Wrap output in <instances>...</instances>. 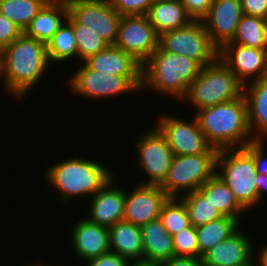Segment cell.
<instances>
[{"label": "cell", "instance_id": "cell-1", "mask_svg": "<svg viewBox=\"0 0 267 266\" xmlns=\"http://www.w3.org/2000/svg\"><path fill=\"white\" fill-rule=\"evenodd\" d=\"M50 65L47 44L24 33L0 51L3 89L18 98L27 97Z\"/></svg>", "mask_w": 267, "mask_h": 266}, {"label": "cell", "instance_id": "cell-2", "mask_svg": "<svg viewBox=\"0 0 267 266\" xmlns=\"http://www.w3.org/2000/svg\"><path fill=\"white\" fill-rule=\"evenodd\" d=\"M95 160L84 156H71L47 166L43 173L45 181L58 192L63 206L75 198L94 196L110 178L116 175L109 165L106 167Z\"/></svg>", "mask_w": 267, "mask_h": 266}, {"label": "cell", "instance_id": "cell-3", "mask_svg": "<svg viewBox=\"0 0 267 266\" xmlns=\"http://www.w3.org/2000/svg\"><path fill=\"white\" fill-rule=\"evenodd\" d=\"M193 114L208 143L217 150L244 148L254 140L243 94L231 101L196 110Z\"/></svg>", "mask_w": 267, "mask_h": 266}, {"label": "cell", "instance_id": "cell-4", "mask_svg": "<svg viewBox=\"0 0 267 266\" xmlns=\"http://www.w3.org/2000/svg\"><path fill=\"white\" fill-rule=\"evenodd\" d=\"M201 69L202 66L195 60L162 50L158 46L142 65L141 92L148 89L157 95H168L183 101Z\"/></svg>", "mask_w": 267, "mask_h": 266}, {"label": "cell", "instance_id": "cell-5", "mask_svg": "<svg viewBox=\"0 0 267 266\" xmlns=\"http://www.w3.org/2000/svg\"><path fill=\"white\" fill-rule=\"evenodd\" d=\"M243 90L244 85L218 58L202 67L183 100L199 110L236 99L243 94Z\"/></svg>", "mask_w": 267, "mask_h": 266}, {"label": "cell", "instance_id": "cell-6", "mask_svg": "<svg viewBox=\"0 0 267 266\" xmlns=\"http://www.w3.org/2000/svg\"><path fill=\"white\" fill-rule=\"evenodd\" d=\"M216 175L231 189L238 202L248 211L257 206V175L252 154L244 148L219 150Z\"/></svg>", "mask_w": 267, "mask_h": 266}, {"label": "cell", "instance_id": "cell-7", "mask_svg": "<svg viewBox=\"0 0 267 266\" xmlns=\"http://www.w3.org/2000/svg\"><path fill=\"white\" fill-rule=\"evenodd\" d=\"M66 82L75 96L91 100L114 98L126 93L141 92L142 76H118L91 70L84 62ZM122 94V95H121Z\"/></svg>", "mask_w": 267, "mask_h": 266}, {"label": "cell", "instance_id": "cell-8", "mask_svg": "<svg viewBox=\"0 0 267 266\" xmlns=\"http://www.w3.org/2000/svg\"><path fill=\"white\" fill-rule=\"evenodd\" d=\"M217 155L218 153H201L175 156L160 187L169 198H180L198 190L216 175Z\"/></svg>", "mask_w": 267, "mask_h": 266}, {"label": "cell", "instance_id": "cell-9", "mask_svg": "<svg viewBox=\"0 0 267 266\" xmlns=\"http://www.w3.org/2000/svg\"><path fill=\"white\" fill-rule=\"evenodd\" d=\"M158 46L165 51L187 56L202 67L219 58V48L211 41L201 20L159 35Z\"/></svg>", "mask_w": 267, "mask_h": 266}, {"label": "cell", "instance_id": "cell-10", "mask_svg": "<svg viewBox=\"0 0 267 266\" xmlns=\"http://www.w3.org/2000/svg\"><path fill=\"white\" fill-rule=\"evenodd\" d=\"M183 120L175 115L161 114L154 125L164 136L175 156L198 155L201 153H218L201 131L196 118Z\"/></svg>", "mask_w": 267, "mask_h": 266}, {"label": "cell", "instance_id": "cell-11", "mask_svg": "<svg viewBox=\"0 0 267 266\" xmlns=\"http://www.w3.org/2000/svg\"><path fill=\"white\" fill-rule=\"evenodd\" d=\"M144 130L135 142L136 161L148 178L139 184L161 185L167 177L168 171L175 157L164 136L153 126Z\"/></svg>", "mask_w": 267, "mask_h": 266}, {"label": "cell", "instance_id": "cell-12", "mask_svg": "<svg viewBox=\"0 0 267 266\" xmlns=\"http://www.w3.org/2000/svg\"><path fill=\"white\" fill-rule=\"evenodd\" d=\"M68 14L95 32L108 45H114L121 15L109 0H66Z\"/></svg>", "mask_w": 267, "mask_h": 266}, {"label": "cell", "instance_id": "cell-13", "mask_svg": "<svg viewBox=\"0 0 267 266\" xmlns=\"http://www.w3.org/2000/svg\"><path fill=\"white\" fill-rule=\"evenodd\" d=\"M159 35L146 15L121 16L114 46L132 55L142 65L158 48Z\"/></svg>", "mask_w": 267, "mask_h": 266}, {"label": "cell", "instance_id": "cell-14", "mask_svg": "<svg viewBox=\"0 0 267 266\" xmlns=\"http://www.w3.org/2000/svg\"><path fill=\"white\" fill-rule=\"evenodd\" d=\"M219 58L243 85L267 77V50L225 43Z\"/></svg>", "mask_w": 267, "mask_h": 266}, {"label": "cell", "instance_id": "cell-15", "mask_svg": "<svg viewBox=\"0 0 267 266\" xmlns=\"http://www.w3.org/2000/svg\"><path fill=\"white\" fill-rule=\"evenodd\" d=\"M169 197L159 185L139 184L130 192L125 190L123 220L142 226L160 216Z\"/></svg>", "mask_w": 267, "mask_h": 266}, {"label": "cell", "instance_id": "cell-16", "mask_svg": "<svg viewBox=\"0 0 267 266\" xmlns=\"http://www.w3.org/2000/svg\"><path fill=\"white\" fill-rule=\"evenodd\" d=\"M251 239L238 229L202 256L204 266H257L255 244Z\"/></svg>", "mask_w": 267, "mask_h": 266}, {"label": "cell", "instance_id": "cell-17", "mask_svg": "<svg viewBox=\"0 0 267 266\" xmlns=\"http://www.w3.org/2000/svg\"><path fill=\"white\" fill-rule=\"evenodd\" d=\"M242 16L240 0H214L201 21L211 41L220 49L234 38Z\"/></svg>", "mask_w": 267, "mask_h": 266}, {"label": "cell", "instance_id": "cell-18", "mask_svg": "<svg viewBox=\"0 0 267 266\" xmlns=\"http://www.w3.org/2000/svg\"><path fill=\"white\" fill-rule=\"evenodd\" d=\"M115 177V178H114ZM114 175L89 201L86 218L100 226L110 228L124 218L125 189L117 186ZM115 182V183H114ZM122 187V188H121Z\"/></svg>", "mask_w": 267, "mask_h": 266}, {"label": "cell", "instance_id": "cell-19", "mask_svg": "<svg viewBox=\"0 0 267 266\" xmlns=\"http://www.w3.org/2000/svg\"><path fill=\"white\" fill-rule=\"evenodd\" d=\"M71 233L72 251L80 260L86 262L110 251L109 229L86 217L75 223Z\"/></svg>", "mask_w": 267, "mask_h": 266}, {"label": "cell", "instance_id": "cell-20", "mask_svg": "<svg viewBox=\"0 0 267 266\" xmlns=\"http://www.w3.org/2000/svg\"><path fill=\"white\" fill-rule=\"evenodd\" d=\"M84 63L94 71L118 76H142V64L114 45H108Z\"/></svg>", "mask_w": 267, "mask_h": 266}, {"label": "cell", "instance_id": "cell-21", "mask_svg": "<svg viewBox=\"0 0 267 266\" xmlns=\"http://www.w3.org/2000/svg\"><path fill=\"white\" fill-rule=\"evenodd\" d=\"M143 241V263L160 265L174 256L172 236L161 220L150 221L140 226Z\"/></svg>", "mask_w": 267, "mask_h": 266}, {"label": "cell", "instance_id": "cell-22", "mask_svg": "<svg viewBox=\"0 0 267 266\" xmlns=\"http://www.w3.org/2000/svg\"><path fill=\"white\" fill-rule=\"evenodd\" d=\"M248 125L254 139H267V77L244 85Z\"/></svg>", "mask_w": 267, "mask_h": 266}, {"label": "cell", "instance_id": "cell-23", "mask_svg": "<svg viewBox=\"0 0 267 266\" xmlns=\"http://www.w3.org/2000/svg\"><path fill=\"white\" fill-rule=\"evenodd\" d=\"M68 17L66 0H49L31 20L24 34L47 44Z\"/></svg>", "mask_w": 267, "mask_h": 266}, {"label": "cell", "instance_id": "cell-24", "mask_svg": "<svg viewBox=\"0 0 267 266\" xmlns=\"http://www.w3.org/2000/svg\"><path fill=\"white\" fill-rule=\"evenodd\" d=\"M109 229L110 251L119 254L131 264L143 263V241L140 226L122 220Z\"/></svg>", "mask_w": 267, "mask_h": 266}, {"label": "cell", "instance_id": "cell-25", "mask_svg": "<svg viewBox=\"0 0 267 266\" xmlns=\"http://www.w3.org/2000/svg\"><path fill=\"white\" fill-rule=\"evenodd\" d=\"M146 16L158 35L182 28L193 21L181 0H155Z\"/></svg>", "mask_w": 267, "mask_h": 266}, {"label": "cell", "instance_id": "cell-26", "mask_svg": "<svg viewBox=\"0 0 267 266\" xmlns=\"http://www.w3.org/2000/svg\"><path fill=\"white\" fill-rule=\"evenodd\" d=\"M198 190L216 207L222 216L237 218L242 222V214L247 210L238 202L228 185L217 175L206 181Z\"/></svg>", "mask_w": 267, "mask_h": 266}, {"label": "cell", "instance_id": "cell-27", "mask_svg": "<svg viewBox=\"0 0 267 266\" xmlns=\"http://www.w3.org/2000/svg\"><path fill=\"white\" fill-rule=\"evenodd\" d=\"M240 226V221L237 218L227 216L197 226L199 258H202L209 249L229 238L238 229H241Z\"/></svg>", "mask_w": 267, "mask_h": 266}, {"label": "cell", "instance_id": "cell-28", "mask_svg": "<svg viewBox=\"0 0 267 266\" xmlns=\"http://www.w3.org/2000/svg\"><path fill=\"white\" fill-rule=\"evenodd\" d=\"M47 56L51 65L55 63L60 65L71 59L78 60V49L72 27V17L68 14L67 19L47 43Z\"/></svg>", "mask_w": 267, "mask_h": 266}, {"label": "cell", "instance_id": "cell-29", "mask_svg": "<svg viewBox=\"0 0 267 266\" xmlns=\"http://www.w3.org/2000/svg\"><path fill=\"white\" fill-rule=\"evenodd\" d=\"M227 43L267 50V19L243 15L234 38Z\"/></svg>", "mask_w": 267, "mask_h": 266}, {"label": "cell", "instance_id": "cell-30", "mask_svg": "<svg viewBox=\"0 0 267 266\" xmlns=\"http://www.w3.org/2000/svg\"><path fill=\"white\" fill-rule=\"evenodd\" d=\"M49 0H1L0 14L14 22L22 31L31 23Z\"/></svg>", "mask_w": 267, "mask_h": 266}, {"label": "cell", "instance_id": "cell-31", "mask_svg": "<svg viewBox=\"0 0 267 266\" xmlns=\"http://www.w3.org/2000/svg\"><path fill=\"white\" fill-rule=\"evenodd\" d=\"M180 199L184 202L188 217L194 227L223 217L199 190L192 191Z\"/></svg>", "mask_w": 267, "mask_h": 266}, {"label": "cell", "instance_id": "cell-32", "mask_svg": "<svg viewBox=\"0 0 267 266\" xmlns=\"http://www.w3.org/2000/svg\"><path fill=\"white\" fill-rule=\"evenodd\" d=\"M159 219L171 236L192 226L180 198H168L161 208Z\"/></svg>", "mask_w": 267, "mask_h": 266}, {"label": "cell", "instance_id": "cell-33", "mask_svg": "<svg viewBox=\"0 0 267 266\" xmlns=\"http://www.w3.org/2000/svg\"><path fill=\"white\" fill-rule=\"evenodd\" d=\"M72 27L78 49V61L83 63L89 57L104 50L108 44L101 39L95 32L84 25L77 23L72 18Z\"/></svg>", "mask_w": 267, "mask_h": 266}, {"label": "cell", "instance_id": "cell-34", "mask_svg": "<svg viewBox=\"0 0 267 266\" xmlns=\"http://www.w3.org/2000/svg\"><path fill=\"white\" fill-rule=\"evenodd\" d=\"M174 256L199 257L196 227L193 225L172 235Z\"/></svg>", "mask_w": 267, "mask_h": 266}, {"label": "cell", "instance_id": "cell-35", "mask_svg": "<svg viewBox=\"0 0 267 266\" xmlns=\"http://www.w3.org/2000/svg\"><path fill=\"white\" fill-rule=\"evenodd\" d=\"M112 7L121 15H146L155 0H109Z\"/></svg>", "mask_w": 267, "mask_h": 266}, {"label": "cell", "instance_id": "cell-36", "mask_svg": "<svg viewBox=\"0 0 267 266\" xmlns=\"http://www.w3.org/2000/svg\"><path fill=\"white\" fill-rule=\"evenodd\" d=\"M266 139H254L245 148L252 154L257 174L267 175Z\"/></svg>", "mask_w": 267, "mask_h": 266}, {"label": "cell", "instance_id": "cell-37", "mask_svg": "<svg viewBox=\"0 0 267 266\" xmlns=\"http://www.w3.org/2000/svg\"><path fill=\"white\" fill-rule=\"evenodd\" d=\"M24 32L14 22L0 14V51Z\"/></svg>", "mask_w": 267, "mask_h": 266}, {"label": "cell", "instance_id": "cell-38", "mask_svg": "<svg viewBox=\"0 0 267 266\" xmlns=\"http://www.w3.org/2000/svg\"><path fill=\"white\" fill-rule=\"evenodd\" d=\"M85 266H130L131 263L119 254L109 251L87 260Z\"/></svg>", "mask_w": 267, "mask_h": 266}, {"label": "cell", "instance_id": "cell-39", "mask_svg": "<svg viewBox=\"0 0 267 266\" xmlns=\"http://www.w3.org/2000/svg\"><path fill=\"white\" fill-rule=\"evenodd\" d=\"M187 14L193 20H202L208 13L214 0H181Z\"/></svg>", "mask_w": 267, "mask_h": 266}, {"label": "cell", "instance_id": "cell-40", "mask_svg": "<svg viewBox=\"0 0 267 266\" xmlns=\"http://www.w3.org/2000/svg\"><path fill=\"white\" fill-rule=\"evenodd\" d=\"M243 15L267 19V0H240Z\"/></svg>", "mask_w": 267, "mask_h": 266}, {"label": "cell", "instance_id": "cell-41", "mask_svg": "<svg viewBox=\"0 0 267 266\" xmlns=\"http://www.w3.org/2000/svg\"><path fill=\"white\" fill-rule=\"evenodd\" d=\"M159 266H204V263L199 257L173 256Z\"/></svg>", "mask_w": 267, "mask_h": 266}, {"label": "cell", "instance_id": "cell-42", "mask_svg": "<svg viewBox=\"0 0 267 266\" xmlns=\"http://www.w3.org/2000/svg\"><path fill=\"white\" fill-rule=\"evenodd\" d=\"M255 184L258 194V205L261 206L259 203H264L261 200H264L263 197H266L264 192L267 191V175L257 174L255 178Z\"/></svg>", "mask_w": 267, "mask_h": 266}, {"label": "cell", "instance_id": "cell-43", "mask_svg": "<svg viewBox=\"0 0 267 266\" xmlns=\"http://www.w3.org/2000/svg\"><path fill=\"white\" fill-rule=\"evenodd\" d=\"M258 251V256L256 257L257 266H267V244L265 247L263 246L262 249Z\"/></svg>", "mask_w": 267, "mask_h": 266}, {"label": "cell", "instance_id": "cell-44", "mask_svg": "<svg viewBox=\"0 0 267 266\" xmlns=\"http://www.w3.org/2000/svg\"><path fill=\"white\" fill-rule=\"evenodd\" d=\"M130 266H158V265H151V264H145V263H135V264H131Z\"/></svg>", "mask_w": 267, "mask_h": 266}, {"label": "cell", "instance_id": "cell-45", "mask_svg": "<svg viewBox=\"0 0 267 266\" xmlns=\"http://www.w3.org/2000/svg\"><path fill=\"white\" fill-rule=\"evenodd\" d=\"M28 266H50V265H46V263H40L39 261H38V264L37 263H35V265L34 264H28ZM54 266V265H53ZM62 266H64V265H62Z\"/></svg>", "mask_w": 267, "mask_h": 266}]
</instances>
